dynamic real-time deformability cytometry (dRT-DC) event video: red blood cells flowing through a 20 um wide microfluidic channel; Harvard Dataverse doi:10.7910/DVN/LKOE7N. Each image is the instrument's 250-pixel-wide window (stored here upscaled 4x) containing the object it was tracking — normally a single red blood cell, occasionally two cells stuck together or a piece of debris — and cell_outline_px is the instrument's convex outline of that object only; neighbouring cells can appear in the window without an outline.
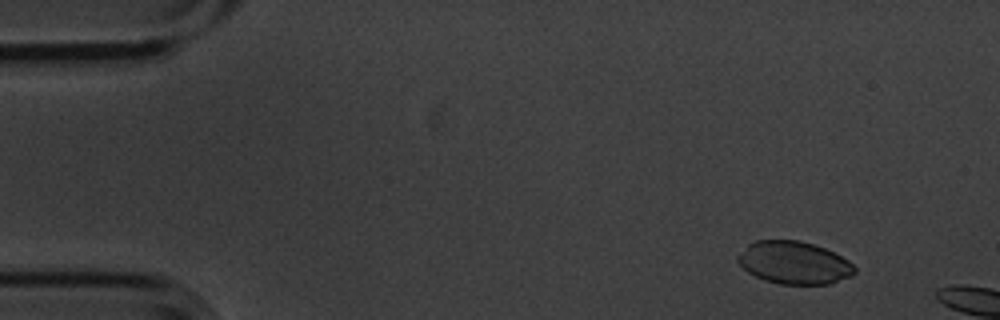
{"species": "common noctule bat (a hibernating species)", "species_latin": "Nyctalus noctula", "temperature_condition": "cold", "stored_images_in_passage": 2, "camera_frame_rate_fps": 3000, "um_per_image_px": 0.085, "animal": {"sex": "male", "body_mass_g": 20.1, "forearm_length_mm": 53.5}, "frame": {"image": 1, "passage_image": 1, "time_ms": 0.0, "image_size_px": [1000, 320], "cell_outline_px": [[856, 272], [852, 276], [828, 284], [780, 284], [764, 280], [748, 272], [736, 260], [736, 256], [748, 244], [756, 240], [800, 240], [824, 248], [848, 260], [856, 268]], "centroid_in_image_um": [67.48, 22.33], "position_along_channel_um": 17.5, "area_um2": 28.96}}